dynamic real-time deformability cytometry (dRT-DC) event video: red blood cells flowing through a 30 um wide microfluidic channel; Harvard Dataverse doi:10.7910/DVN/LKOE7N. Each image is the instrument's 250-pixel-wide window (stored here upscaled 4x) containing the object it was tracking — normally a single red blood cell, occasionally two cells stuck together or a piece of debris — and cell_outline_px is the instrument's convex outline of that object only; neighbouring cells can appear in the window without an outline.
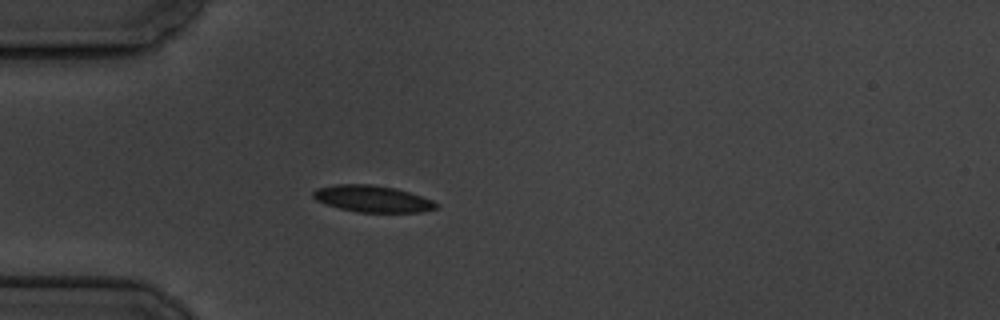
{"species": "common noctule bat (a hibernating species)", "species_latin": "Nyctalus noctula", "temperature_condition": "cold", "stored_images_in_passage": 1, "camera_frame_rate_fps": 3000, "um_per_image_px": 0.085, "animal": {"sex": "male", "body_mass_g": 19.5, "forearm_length_mm": 54.6}, "frame": {"image": 1, "passage_image": 1, "time_ms": 0.0, "image_size_px": [1000, 320], "cell_outline_px": [[440, 204], [436, 208], [420, 212], [360, 212], [340, 208], [316, 200], [312, 196], [312, 192], [316, 188], [336, 184], [372, 184], [396, 188], [432, 200]], "centroid_in_image_um": [31.65, 16.88], "position_along_channel_um": 53.4, "area_um2": 18.96}}